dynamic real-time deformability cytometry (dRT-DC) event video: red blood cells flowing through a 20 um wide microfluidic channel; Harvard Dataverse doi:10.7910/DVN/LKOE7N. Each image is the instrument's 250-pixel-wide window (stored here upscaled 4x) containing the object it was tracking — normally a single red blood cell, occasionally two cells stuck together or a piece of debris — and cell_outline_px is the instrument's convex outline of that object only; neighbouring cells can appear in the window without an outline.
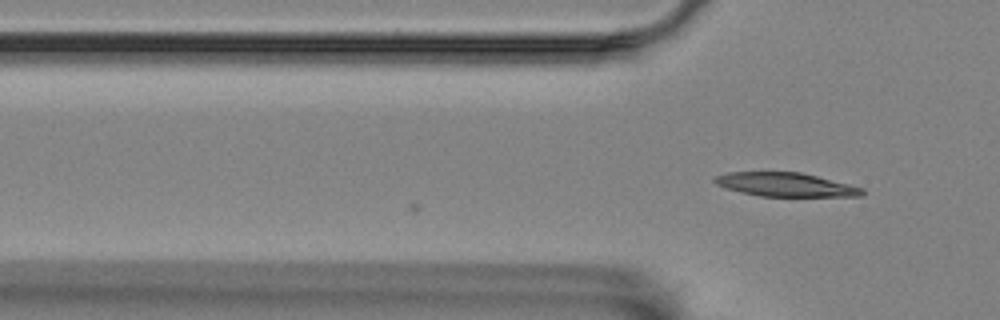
{"species": "Egyptian fruit bat (a non-hibernating species)", "species_latin": "Rousettus aegyptiacus", "temperature_condition": "room temperature", "stored_images_in_passage": 4, "camera_frame_rate_fps": 3000, "um_per_image_px": 0.085, "animal": {"sex": "female"}, "frame": {"image": 1, "passage_image": 4, "time_ms": 1.0, "image_size_px": [1000, 320], "cell_outline_px": [[864, 196], [760, 196], [724, 188], [716, 184], [712, 180], [716, 176], [728, 172], [800, 172], [864, 188]], "centroid_in_image_um": [66.75, 15.69], "position_along_channel_um": 59.0, "area_um2": 20.29}}